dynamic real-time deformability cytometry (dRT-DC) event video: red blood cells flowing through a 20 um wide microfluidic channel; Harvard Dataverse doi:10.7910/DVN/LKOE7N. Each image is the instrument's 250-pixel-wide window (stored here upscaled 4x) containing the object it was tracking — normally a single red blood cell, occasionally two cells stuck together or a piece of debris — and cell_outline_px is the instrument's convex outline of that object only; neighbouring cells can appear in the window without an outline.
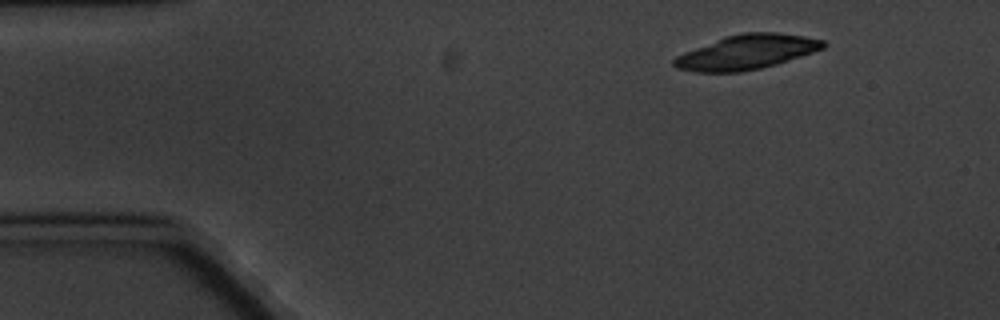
{"species": "common noctule bat (a hibernating species)", "species_latin": "Nyctalus noctula", "temperature_condition": "cold", "stored_images_in_passage": 4, "camera_frame_rate_fps": 3000, "um_per_image_px": 0.085, "animal": {"sex": "male", "body_mass_g": 20.1, "forearm_length_mm": 53.5}, "frame": {"image": 1, "passage_image": 1, "time_ms": 0.0, "image_size_px": [1000, 320], "cell_outline_px": [[828, 44], [824, 48], [776, 64], [760, 68], [740, 72], [696, 72], [676, 68], [672, 64], [672, 60], [676, 56], [684, 52], [724, 36], [744, 32], [776, 32], [804, 36], [824, 40]], "centroid_in_image_um": [63.44, 4.42], "position_along_channel_um": 21.6, "area_um2": 30.0}}